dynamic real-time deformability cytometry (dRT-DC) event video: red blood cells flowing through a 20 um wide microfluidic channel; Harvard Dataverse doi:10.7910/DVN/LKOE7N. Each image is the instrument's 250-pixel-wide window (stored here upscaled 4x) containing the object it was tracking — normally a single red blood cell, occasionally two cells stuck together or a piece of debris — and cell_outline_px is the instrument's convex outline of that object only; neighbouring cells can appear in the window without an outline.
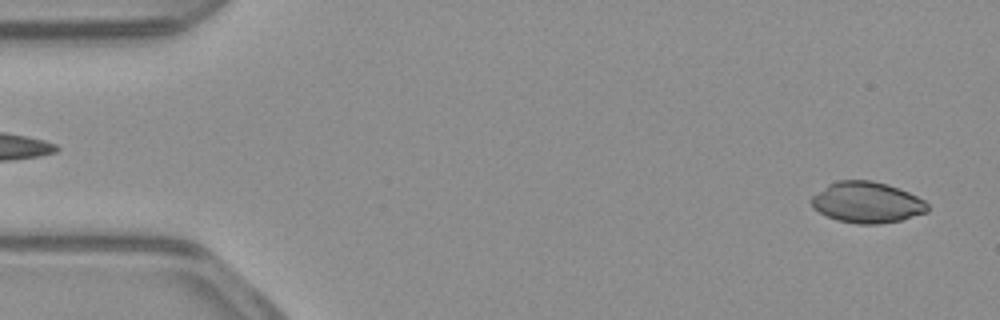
{"species": "common noctule bat (a hibernating species)", "species_latin": "Nyctalus noctula", "temperature_condition": "warm", "stored_images_in_passage": 52, "camera_frame_rate_fps": 3000, "um_per_image_px": 0.085, "animal": {"sex": "male", "body_mass_g": 23.1, "forearm_length_mm": 52.7}, "frame": {"image": 1, "passage_image": 2, "time_ms": 0.333, "image_size_px": [1000, 320], "cell_outline_px": [[928, 212], [900, 220], [880, 224], [856, 224], [836, 220], [812, 208], [812, 196], [828, 184], [836, 180], [872, 180], [888, 184], [908, 192], [924, 200], [928, 204]], "centroid_in_image_um": [73.69, 17.2], "position_along_channel_um": 11.3, "area_um2": 27.8}}